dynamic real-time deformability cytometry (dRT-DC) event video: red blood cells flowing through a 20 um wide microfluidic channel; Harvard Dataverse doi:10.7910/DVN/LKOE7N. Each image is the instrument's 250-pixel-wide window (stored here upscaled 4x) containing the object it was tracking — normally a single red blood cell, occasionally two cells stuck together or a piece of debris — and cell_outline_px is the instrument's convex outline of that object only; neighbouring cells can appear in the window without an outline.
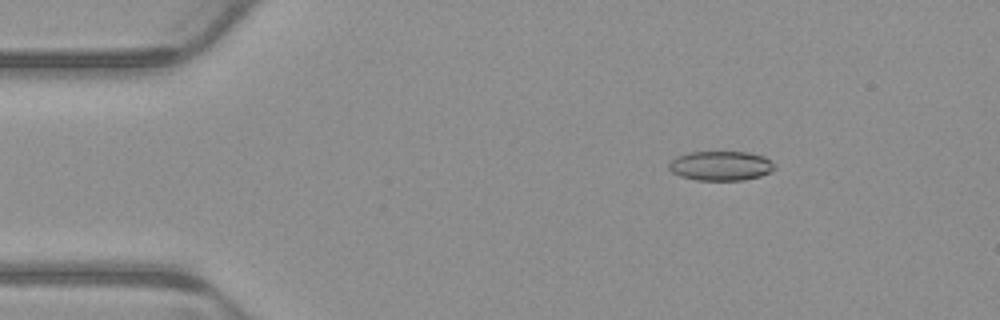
{"species": "common noctule bat (a hibernating species)", "species_latin": "Nyctalus noctula", "temperature_condition": "warm", "stored_images_in_passage": 5, "camera_frame_rate_fps": 3000, "um_per_image_px": 0.085, "animal": {"sex": "male", "body_mass_g": 23.1, "forearm_length_mm": 52.7}, "frame": {"image": 1, "passage_image": 3, "time_ms": 0.667, "image_size_px": [1000, 320], "cell_outline_px": [[776, 168], [760, 176], [744, 180], [696, 180], [680, 176], [672, 172], [668, 168], [668, 164], [676, 156], [688, 152], [748, 152], [764, 156], [776, 164]], "centroid_in_image_um": [61.26, 14.09], "position_along_channel_um": 23.7, "area_um2": 18.26}}
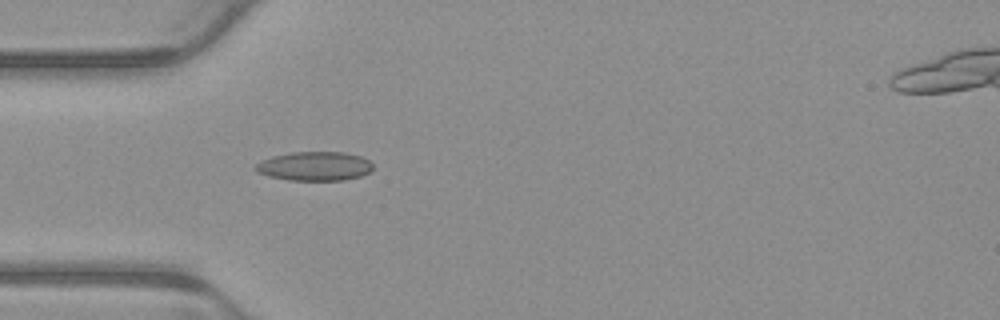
{"frame": {"image": 2, "passage_image": 5, "time_ms": 1.333, "image_size_px": [1000, 320], "cell_outline_px": [[372, 172], [360, 176], [344, 180], [288, 180], [268, 176], [256, 172], [252, 168], [256, 164], [272, 156], [292, 152], [344, 152], [360, 156], [368, 160], [372, 164]], "centroid_in_image_um": [26.73, 14.13], "position_along_channel_um": 58.3, "area_um2": 19.94}}